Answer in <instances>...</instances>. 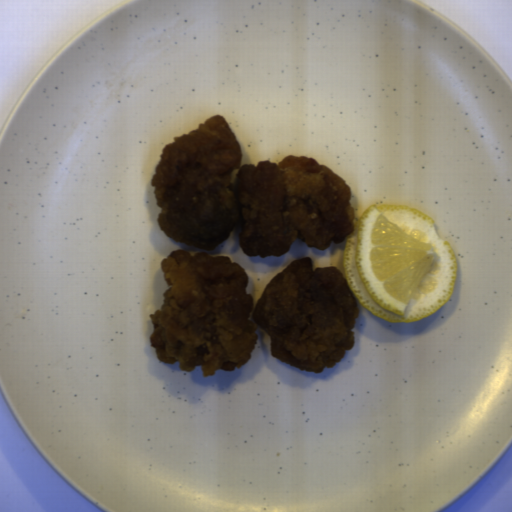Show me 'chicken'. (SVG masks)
I'll use <instances>...</instances> for the list:
<instances>
[{
    "label": "chicken",
    "mask_w": 512,
    "mask_h": 512,
    "mask_svg": "<svg viewBox=\"0 0 512 512\" xmlns=\"http://www.w3.org/2000/svg\"><path fill=\"white\" fill-rule=\"evenodd\" d=\"M163 304L149 319L150 344L159 361L179 363L202 376L246 365L257 328L270 338V356L302 371L322 374L355 345L360 309L347 278L335 266L313 269L302 256L269 278L254 307L245 267L230 256L172 249L160 263Z\"/></svg>",
    "instance_id": "obj_1"
},
{
    "label": "chicken",
    "mask_w": 512,
    "mask_h": 512,
    "mask_svg": "<svg viewBox=\"0 0 512 512\" xmlns=\"http://www.w3.org/2000/svg\"><path fill=\"white\" fill-rule=\"evenodd\" d=\"M150 184L159 229L175 243L215 250L241 225L248 256L280 257L295 240L325 250L353 234L346 180L307 155L242 164L243 150L222 115L173 136Z\"/></svg>",
    "instance_id": "obj_2"
}]
</instances>
